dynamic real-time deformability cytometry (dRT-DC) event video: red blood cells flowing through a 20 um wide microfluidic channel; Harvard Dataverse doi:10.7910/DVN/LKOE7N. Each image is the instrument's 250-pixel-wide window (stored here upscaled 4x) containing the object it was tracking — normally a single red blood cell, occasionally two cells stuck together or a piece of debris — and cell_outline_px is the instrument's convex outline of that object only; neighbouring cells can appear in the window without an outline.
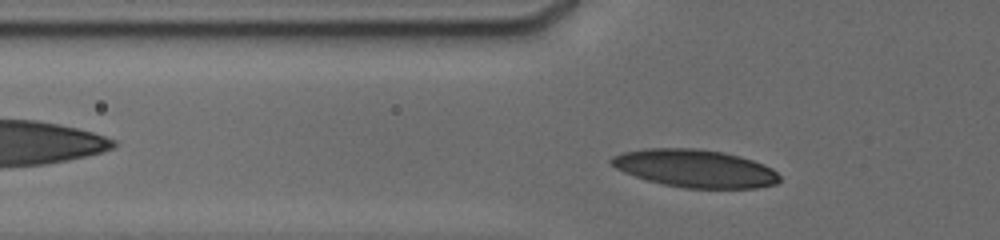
{"species": "human", "species_latin": "Homo sapiens", "temperature_condition": "cold", "stored_images_in_passage": 25, "camera_frame_rate_fps": 3000, "um_per_image_px": 0.085, "donor": {"sex": "male"}, "frame": {"image": 1, "passage_image": 2, "time_ms": 0.333, "image_size_px": [1000, 240], "cell_outline_px": [[780, 180], [776, 184], [756, 188], [684, 188], [664, 184], [648, 180], [624, 172], [616, 168], [608, 160], [612, 156], [624, 152], [648, 148], [696, 148], [724, 152], [740, 156], [764, 164], [772, 168], [780, 176]], "centroid_in_image_um": [59.1, 14.31], "position_along_channel_um": 66.7, "area_um2": 36.99}}
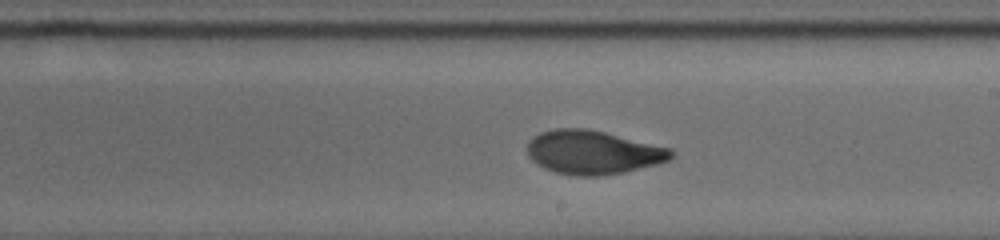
{"frame": {"image": 2, "passage_image": 14, "time_ms": 5.0, "image_size_px": [1000, 240], "cell_outline_px": [[672, 156], [668, 160], [656, 164], [624, 172], [604, 176], [576, 176], [556, 172], [544, 168], [536, 164], [528, 156], [528, 144], [540, 132], [556, 128], [584, 128], [604, 132], [672, 148]], "centroid_in_image_um": [50.4, 12.95], "position_along_channel_um": 238.6, "area_um2": 36.47}}
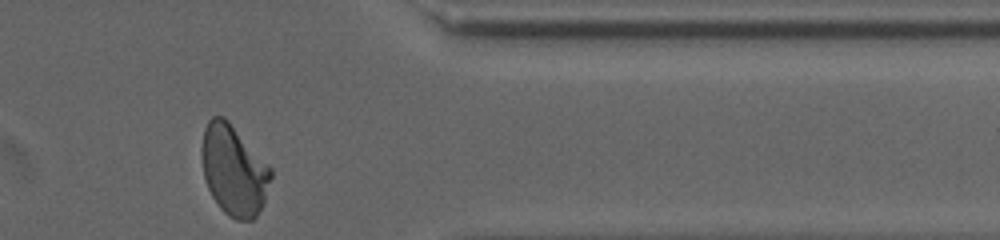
{"frame": {"image": 3, "passage_image": 25, "time_ms": 9.333, "image_size_px": [1000, 240], "cell_outline_px": [[272, 176], [264, 204], [256, 216], [252, 220], [236, 220], [228, 216], [220, 208], [212, 196], [208, 188], [204, 176], [200, 152], [200, 148], [204, 128], [208, 120], [212, 116], [224, 116], [228, 120], [272, 168]], "centroid_in_image_um": [19.86, 14.47], "position_along_channel_um": 391.5, "area_um2": 36.7}, "authors_computed_cell_mechanics": {"area_um2": 36.3562, "velocity_mm_per_s": 3.7869, "shape_relaxation_time_tau1_ms": 4.3584, "shape_relaxation_time_tau2_ms": 1.0495, "deformation_change_tau1": 0.1668, "deformation_change_tau2": 0.0576}}